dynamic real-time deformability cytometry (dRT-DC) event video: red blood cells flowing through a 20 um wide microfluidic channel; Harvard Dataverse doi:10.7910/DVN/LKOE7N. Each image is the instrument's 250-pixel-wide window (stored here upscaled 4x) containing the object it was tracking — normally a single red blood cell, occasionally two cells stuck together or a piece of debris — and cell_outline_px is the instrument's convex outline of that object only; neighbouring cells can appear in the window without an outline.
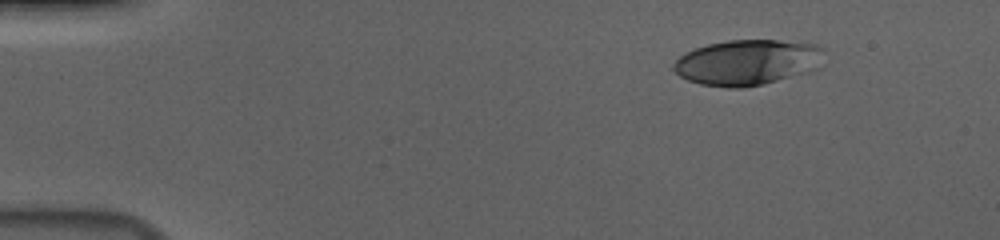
{"species": "human", "species_latin": "Homo sapiens", "temperature_condition": "cold", "stored_images_in_passage": 50, "camera_frame_rate_fps": 3000, "um_per_image_px": 0.085, "donor": {"sex": "male"}, "frame": {"image": 1, "passage_image": 1, "time_ms": 0.0, "image_size_px": [1000, 240], "cell_outline_px": [[824, 48], [820, 68], [808, 72], [760, 84], [740, 88], [728, 88], [700, 84], [688, 80], [680, 76], [672, 68], [672, 64], [680, 56], [696, 48], [708, 44], [728, 40], [776, 40], [820, 44]], "centroid_in_image_um": [63.56, 5.29], "position_along_channel_um": 21.4, "area_um2": 39.94}}
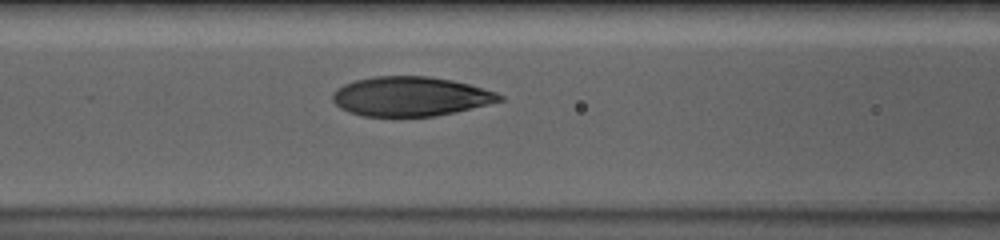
{"frame": {"image": 2, "passage_image": 18, "time_ms": 5.667, "image_size_px": [1000, 240], "cell_outline_px": [[504, 100], [456, 112], [436, 116], [364, 116], [348, 112], [340, 108], [332, 100], [332, 92], [336, 88], [344, 84], [356, 80], [376, 76], [428, 76], [452, 80], [468, 84], [496, 92], [504, 96]], "centroid_in_image_um": [34.88, 8.2], "position_along_channel_um": 131.7, "area_um2": 38.38}}
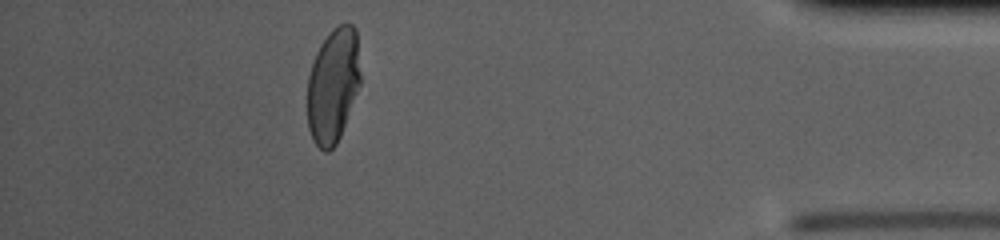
{"frame": {"image": 3, "passage_image": 44, "time_ms": 14.333, "image_size_px": [1000, 240], "cell_outline_px": [[360, 84], [340, 136], [336, 144], [328, 152], [324, 152], [312, 140], [308, 128], [308, 76], [316, 52], [320, 44], [332, 28], [340, 24], [352, 24], [356, 28], [360, 72]], "centroid_in_image_um": [28.3, 7.25], "position_along_channel_um": 406.9, "area_um2": 35.43}, "authors_computed_cell_mechanics": {"area_um2": 38.7838, "velocity_mm_per_s": 3.6943, "shape_relaxation_time_tau1_ms": 4.6707, "shape_relaxation_time_tau2_ms": 0.8263, "deformation_change_tau1": 0.2198, "deformation_change_tau2": 0.0596}}